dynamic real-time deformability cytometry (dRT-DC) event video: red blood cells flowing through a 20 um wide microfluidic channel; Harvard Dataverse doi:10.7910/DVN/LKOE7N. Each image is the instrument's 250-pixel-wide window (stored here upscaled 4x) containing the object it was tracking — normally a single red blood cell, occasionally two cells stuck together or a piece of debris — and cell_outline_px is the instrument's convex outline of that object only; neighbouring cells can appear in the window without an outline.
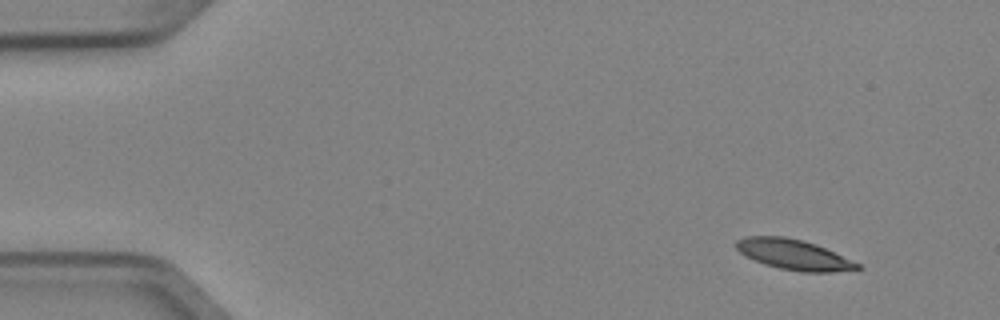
{"species": "Egyptian fruit bat (a non-hibernating species)", "species_latin": "Rousettus aegyptiacus", "temperature_condition": "cold", "stored_images_in_passage": 3, "camera_frame_rate_fps": 3000, "um_per_image_px": 0.085, "animal": {"sex": "female"}, "frame": {"image": 1, "passage_image": 1, "time_ms": 0.0, "image_size_px": [1000, 320], "cell_outline_px": [[864, 268], [832, 272], [800, 272], [780, 268], [764, 264], [744, 256], [736, 248], [736, 240], [744, 236], [784, 236], [816, 244], [860, 264]], "centroid_in_image_um": [67.43, 21.64], "position_along_channel_um": 17.6, "area_um2": 21.33}}